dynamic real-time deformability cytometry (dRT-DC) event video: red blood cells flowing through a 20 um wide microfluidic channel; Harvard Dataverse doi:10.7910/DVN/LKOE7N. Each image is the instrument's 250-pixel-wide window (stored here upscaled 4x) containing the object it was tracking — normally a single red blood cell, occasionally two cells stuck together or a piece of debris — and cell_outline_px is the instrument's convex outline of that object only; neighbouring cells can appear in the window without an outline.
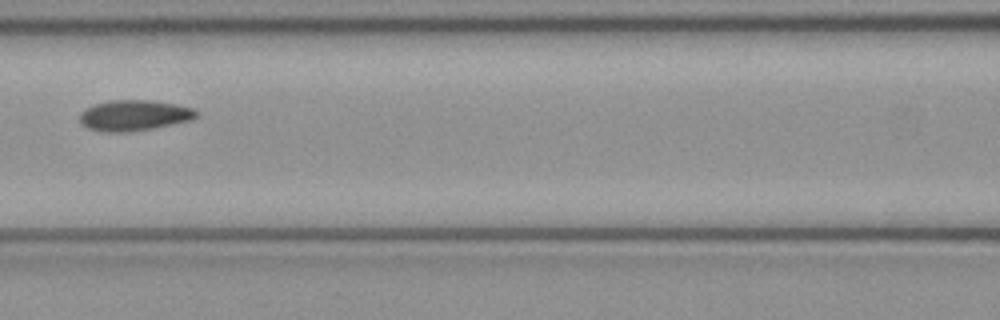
{"species": "common noctule bat (a hibernating species)", "species_latin": "Nyctalus noctula", "temperature_condition": "cold", "stored_images_in_passage": 5, "camera_frame_rate_fps": 3000, "um_per_image_px": 0.085, "animal": {"sex": "female", "body_mass_g": 21.9}, "frame": {"image": 1, "passage_image": 4, "time_ms": 1.0, "image_size_px": [1000, 320], "cell_outline_px": [[200, 112], [192, 120], [132, 132], [104, 132], [88, 128], [80, 124], [80, 112], [84, 108], [96, 104], [112, 100], [152, 100], [176, 104], [196, 108]], "centroid_in_image_um": [11.42, 9.81], "position_along_channel_um": 155.2, "area_um2": 21.1}}
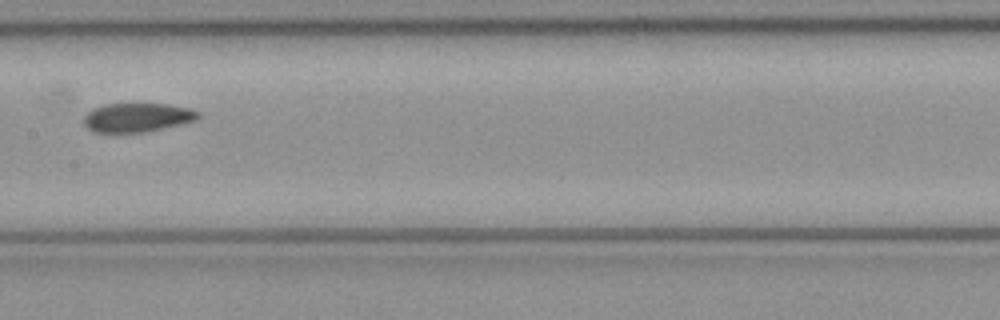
{"frame": {"image": 2, "passage_image": 5, "time_ms": 1.333, "image_size_px": [1000, 320], "cell_outline_px": [[200, 116], [196, 120], [180, 124], [144, 132], [92, 132], [84, 124], [84, 116], [92, 108], [104, 104], [136, 100], [144, 100], [192, 108], [200, 112]], "centroid_in_image_um": [11.67, 9.91], "position_along_channel_um": 195.7, "area_um2": 20.35}}